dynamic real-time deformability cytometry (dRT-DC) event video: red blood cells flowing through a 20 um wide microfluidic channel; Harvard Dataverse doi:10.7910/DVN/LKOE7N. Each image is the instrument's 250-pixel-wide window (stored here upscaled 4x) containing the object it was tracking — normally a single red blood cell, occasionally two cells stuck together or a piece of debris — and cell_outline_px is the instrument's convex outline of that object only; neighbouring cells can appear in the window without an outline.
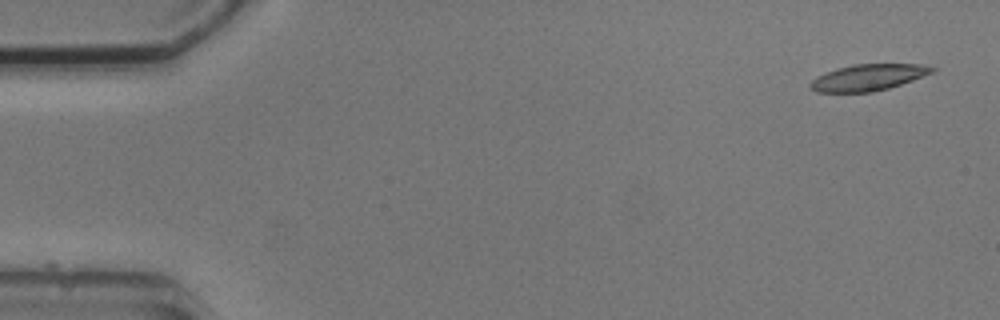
{"species": "common noctule bat (a hibernating species)", "species_latin": "Nyctalus noctula", "temperature_condition": "cold", "stored_images_in_passage": 5, "camera_frame_rate_fps": 3000, "um_per_image_px": 0.085, "animal": {"sex": "male", "body_mass_g": 20.5, "forearm_length_mm": 52.5}, "frame": {"image": 1, "passage_image": 1, "time_ms": 0.0, "image_size_px": [1000, 320], "cell_outline_px": [[936, 68], [932, 72], [912, 80], [888, 88], [872, 92], [816, 92], [808, 88], [808, 84], [816, 76], [836, 68], [852, 64], [920, 64]], "centroid_in_image_um": [73.71, 6.58], "position_along_channel_um": 11.3, "area_um2": 18.67}}